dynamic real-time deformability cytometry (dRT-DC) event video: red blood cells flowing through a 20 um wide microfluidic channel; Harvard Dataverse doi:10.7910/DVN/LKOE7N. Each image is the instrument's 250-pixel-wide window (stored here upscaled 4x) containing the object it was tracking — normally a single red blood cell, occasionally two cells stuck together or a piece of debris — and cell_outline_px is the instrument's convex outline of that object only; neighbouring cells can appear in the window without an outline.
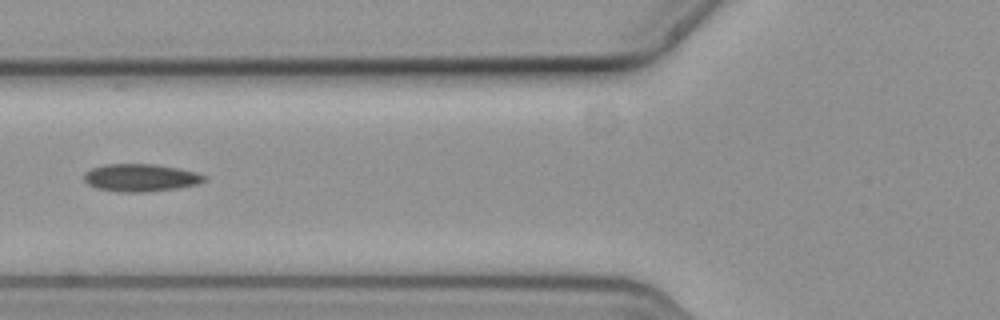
{"species": "common noctule bat (a hibernating species)", "species_latin": "Nyctalus noctula", "temperature_condition": "cold", "stored_images_in_passage": 10, "camera_frame_rate_fps": 3000, "um_per_image_px": 0.085, "animal": {"sex": "female", "body_mass_g": 19.3, "forearm_length_mm": 54.1}, "frame": {"image": 1, "passage_image": 5, "time_ms": 1.333, "image_size_px": [1000, 320], "cell_outline_px": [[208, 180], [200, 184], [180, 188], [144, 192], [116, 192], [96, 188], [88, 184], [84, 180], [84, 172], [92, 168], [104, 164], [152, 164], [180, 168], [196, 172], [208, 176]], "centroid_in_image_um": [12.0, 15.11], "position_along_channel_um": 113.8, "area_um2": 19.71}}
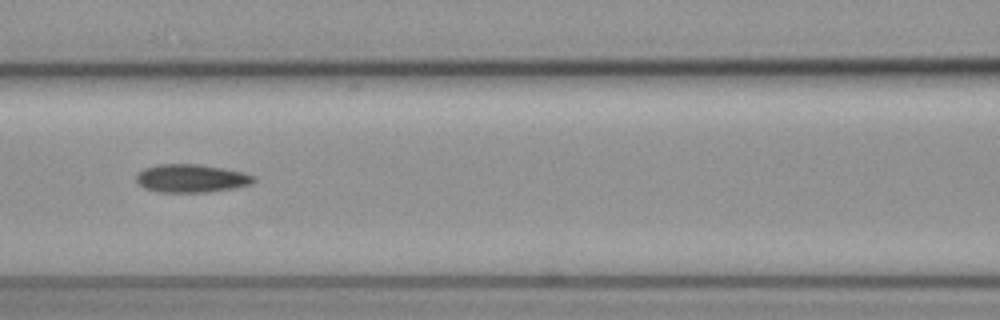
{"frame": {"image": 2, "passage_image": 6, "time_ms": 1.667, "image_size_px": [1000, 320], "cell_outline_px": [[256, 180], [252, 184], [232, 188], [208, 192], [160, 192], [144, 188], [136, 180], [136, 176], [144, 168], [160, 164], [200, 164], [224, 168], [244, 172], [256, 176]], "centroid_in_image_um": [16.3, 15.15], "position_along_channel_um": 150.3, "area_um2": 19.31}}
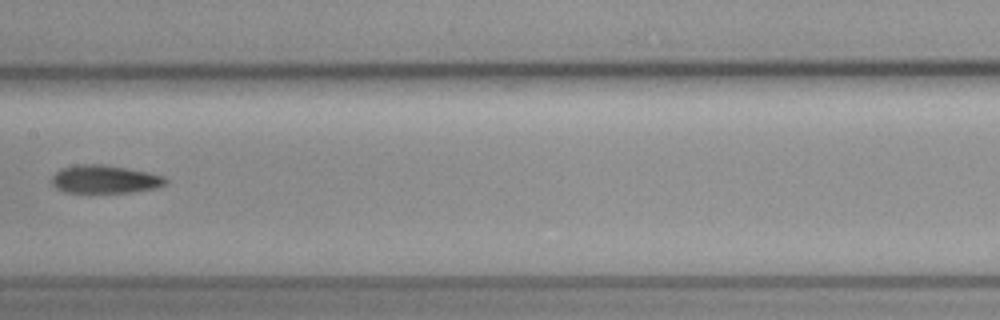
{"frame": {"image": 3, "passage_image": 7, "time_ms": 2.0, "image_size_px": [1000, 320], "cell_outline_px": [[168, 180], [164, 184], [156, 188], [132, 192], [64, 192], [56, 188], [52, 184], [52, 176], [56, 172], [64, 168], [80, 164], [100, 164], [148, 172], [164, 176]], "centroid_in_image_um": [8.91, 15.24], "position_along_channel_um": 198.5, "area_um2": 18.38}}